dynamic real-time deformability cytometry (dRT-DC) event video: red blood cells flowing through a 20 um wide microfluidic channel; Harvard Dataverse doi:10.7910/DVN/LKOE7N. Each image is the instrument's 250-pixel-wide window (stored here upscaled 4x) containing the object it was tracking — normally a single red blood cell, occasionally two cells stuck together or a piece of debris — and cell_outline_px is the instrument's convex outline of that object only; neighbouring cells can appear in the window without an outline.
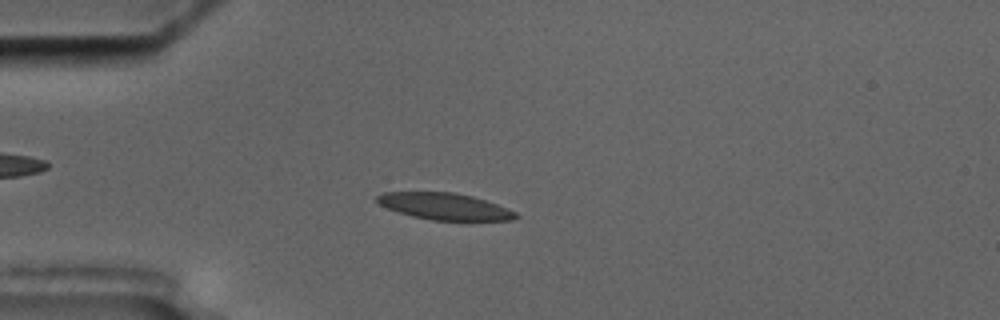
{"species": "common noctule bat (a hibernating species)", "species_latin": "Nyctalus noctula", "temperature_condition": "cold", "stored_images_in_passage": 9, "camera_frame_rate_fps": 3000, "um_per_image_px": 0.085, "animal": {"sex": "male", "body_mass_g": 17.5, "forearm_length_mm": 52.3}, "frame": {"image": 1, "passage_image": 3, "time_ms": 2.0, "image_size_px": [1000, 320], "cell_outline_px": [[520, 216], [512, 220], [432, 220], [412, 216], [388, 208], [380, 204], [376, 200], [376, 196], [384, 192], [456, 192], [472, 196], [496, 204], [516, 212]], "centroid_in_image_um": [37.8, 17.54], "position_along_channel_um": 47.2, "area_um2": 21.33}}
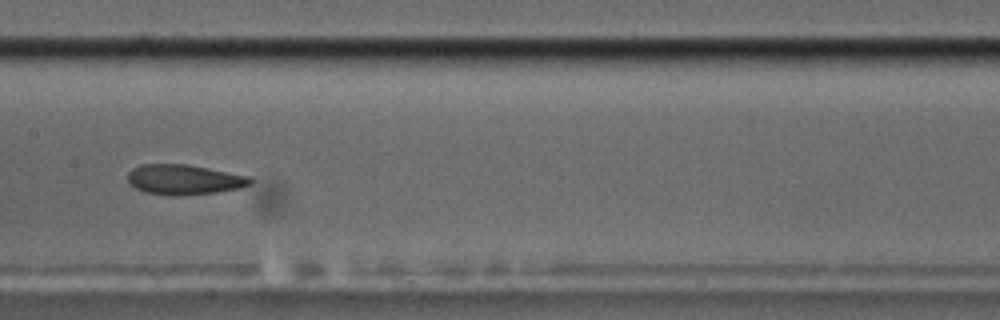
{"frame": {"image": 2, "passage_image": 7, "time_ms": 6.667, "image_size_px": [1000, 320], "cell_outline_px": [[252, 184], [240, 188], [216, 192], [176, 196], [172, 196], [148, 192], [136, 188], [128, 184], [128, 172], [132, 168], [140, 164], [188, 164], [252, 176]], "centroid_in_image_um": [15.67, 15.25], "position_along_channel_um": 191.7, "area_um2": 21.68}}
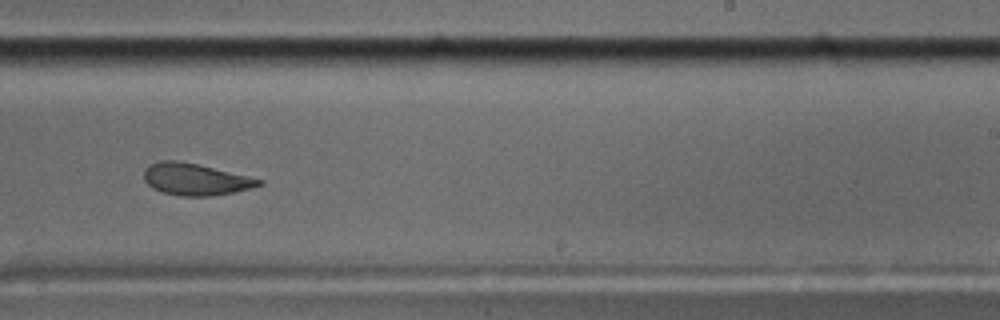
{"frame": {"image": 3, "passage_image": 9, "time_ms": 9.0, "image_size_px": [1000, 320], "cell_outline_px": [[264, 184], [252, 188], [212, 196], [180, 196], [160, 192], [152, 188], [144, 180], [144, 168], [160, 160], [176, 160], [196, 164], [248, 176], [264, 180]], "centroid_in_image_um": [16.59, 15.25], "position_along_channel_um": 272.4, "area_um2": 21.27}}